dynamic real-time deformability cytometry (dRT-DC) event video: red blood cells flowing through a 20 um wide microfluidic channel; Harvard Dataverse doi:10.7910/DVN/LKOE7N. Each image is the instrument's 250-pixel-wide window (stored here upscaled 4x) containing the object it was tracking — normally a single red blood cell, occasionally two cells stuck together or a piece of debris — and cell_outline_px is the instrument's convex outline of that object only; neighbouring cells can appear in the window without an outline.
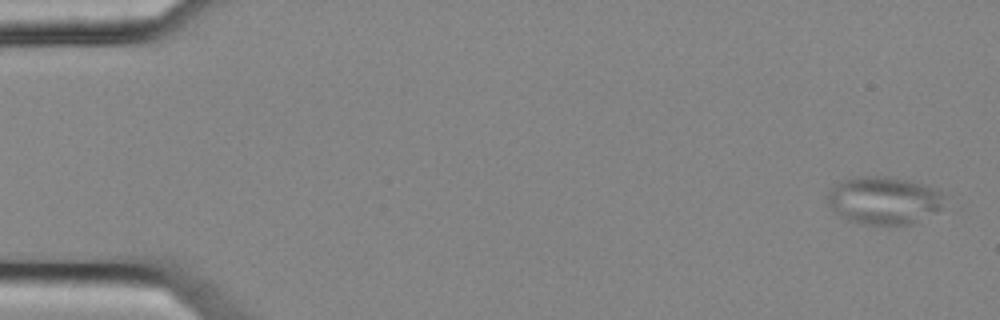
{"species": "common noctule bat (a hibernating species)", "species_latin": "Nyctalus noctula", "temperature_condition": "cold", "stored_images_in_passage": 5, "camera_frame_rate_fps": 3000, "um_per_image_px": 0.085, "animal": {"sex": "female", "body_mass_g": 25.1}, "frame": {"image": 1, "passage_image": 1, "time_ms": 0.0, "image_size_px": [1000, 320], "cell_outline_px": [[940, 208], [912, 224], [860, 224], [848, 220], [840, 216], [828, 204], [824, 196], [836, 184], [844, 180], [856, 176], [888, 176], [924, 184], [940, 188]], "centroid_in_image_um": [75.06, 17.01], "position_along_channel_um": 9.9, "area_um2": 32.25}}
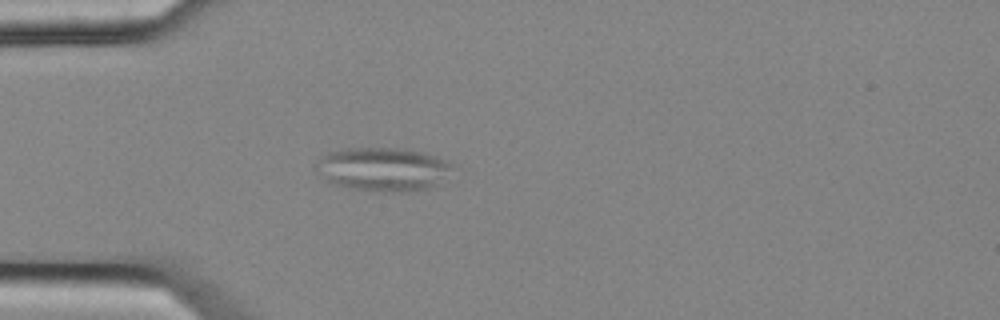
{"frame": {"image": 2, "passage_image": 5, "time_ms": 1.333, "image_size_px": [1000, 320], "cell_outline_px": [[448, 168], [436, 188], [412, 192], [372, 192], [348, 188], [332, 184], [312, 164], [320, 156], [328, 152], [348, 148], [404, 148], [436, 156], [444, 160], [448, 164]], "centroid_in_image_um": [32.48, 14.41], "position_along_channel_um": 52.5, "area_um2": 34.8}}